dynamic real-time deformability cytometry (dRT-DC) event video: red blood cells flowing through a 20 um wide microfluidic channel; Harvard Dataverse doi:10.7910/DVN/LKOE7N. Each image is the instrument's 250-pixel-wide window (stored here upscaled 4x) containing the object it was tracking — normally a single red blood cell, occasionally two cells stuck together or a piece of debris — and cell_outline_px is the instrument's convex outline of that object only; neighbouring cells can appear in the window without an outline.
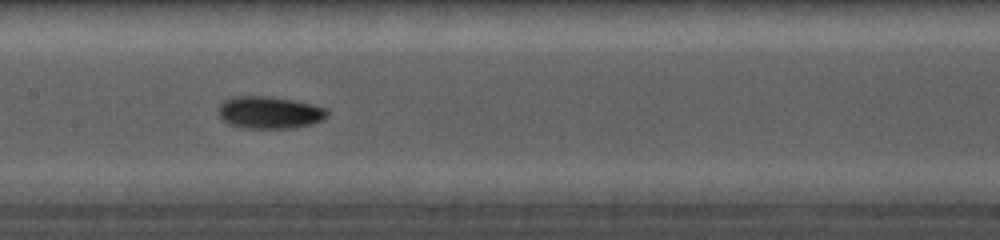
{"species": "common noctule bat (a hibernating species)", "species_latin": "Nyctalus noctula", "temperature_condition": "cold", "stored_images_in_passage": 14, "camera_frame_rate_fps": 5000, "um_per_image_px": 0.085, "animal": {"sex": "female", "body_mass_g": 19.0, "forearm_length_mm": 56.7}, "frame": {"image": 1, "passage_image": 7, "time_ms": 5.8, "image_size_px": [1000, 240], "cell_outline_px": [[328, 116], [324, 120], [312, 124], [296, 128], [244, 128], [228, 124], [220, 116], [220, 104], [224, 100], [240, 96], [264, 96], [292, 100], [312, 104], [328, 108]], "centroid_in_image_um": [22.97, 9.58], "position_along_channel_um": 184.4, "area_um2": 20.4}}
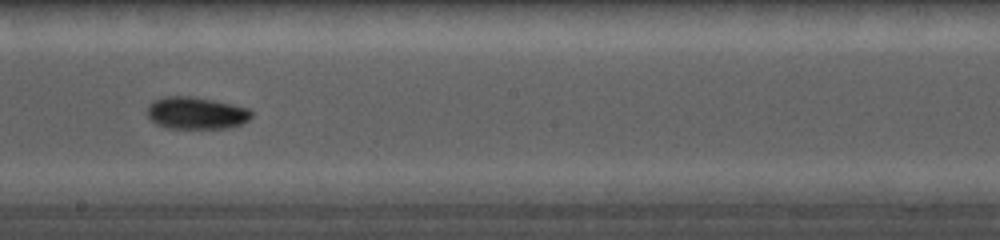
{"frame": {"image": 2, "passage_image": 8, "time_ms": 7.0, "image_size_px": [1000, 240], "cell_outline_px": [[252, 116], [244, 124], [228, 128], [168, 128], [156, 124], [148, 116], [148, 104], [156, 100], [168, 96], [184, 96], [208, 100], [248, 108], [252, 112]], "centroid_in_image_um": [16.68, 9.64], "position_along_channel_um": 231.5, "area_um2": 19.13}}
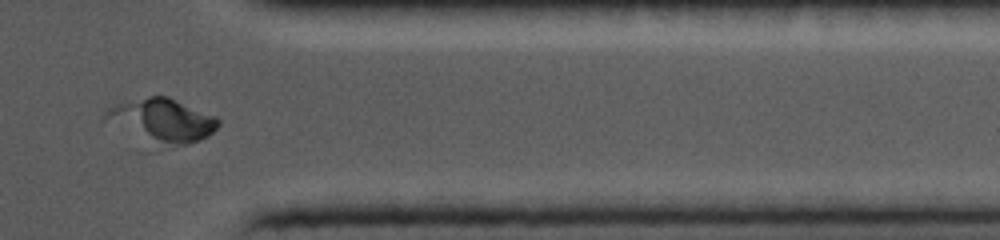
{"frame": {"image": 3, "passage_image": 12, "time_ms": 11.2, "image_size_px": [1000, 240], "cell_outline_px": [[220, 124], [208, 136], [200, 140], [188, 144], [160, 144], [100, 124], [100, 120], [104, 112], [108, 108], [116, 104], [148, 96], [168, 96], [216, 116], [220, 120]], "centroid_in_image_um": [13.67, 10.22], "position_along_channel_um": 397.7, "area_um2": 28.96}}